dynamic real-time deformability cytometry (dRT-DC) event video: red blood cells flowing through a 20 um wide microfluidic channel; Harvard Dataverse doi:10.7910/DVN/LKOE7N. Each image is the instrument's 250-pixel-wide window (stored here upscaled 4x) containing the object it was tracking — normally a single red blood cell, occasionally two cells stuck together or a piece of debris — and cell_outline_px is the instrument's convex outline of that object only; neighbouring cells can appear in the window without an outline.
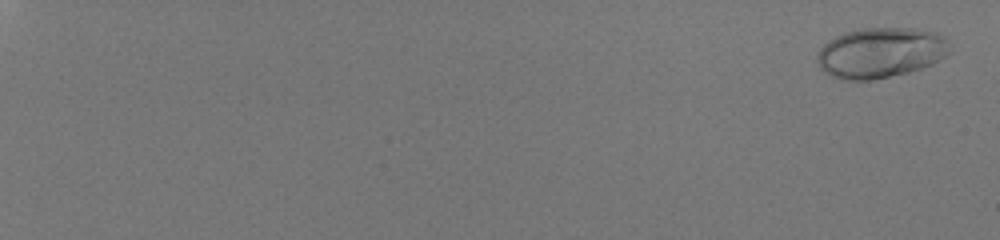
{"species": "human", "species_latin": "Homo sapiens", "temperature_condition": "room temperature", "stored_images_in_passage": 57, "camera_frame_rate_fps": 3000, "um_per_image_px": 0.085, "donor": {"sex": "male"}, "frame": {"image": 1, "passage_image": 2, "time_ms": 0.333, "image_size_px": [1000, 240], "cell_outline_px": [[952, 52], [932, 64], [908, 72], [872, 80], [840, 80], [824, 72], [820, 68], [816, 60], [816, 56], [820, 48], [828, 40], [844, 32], [860, 28], [912, 28], [936, 32], [944, 36], [948, 40]], "centroid_in_image_um": [74.85, 4.47], "position_along_channel_um": 10.2, "area_um2": 39.3}}
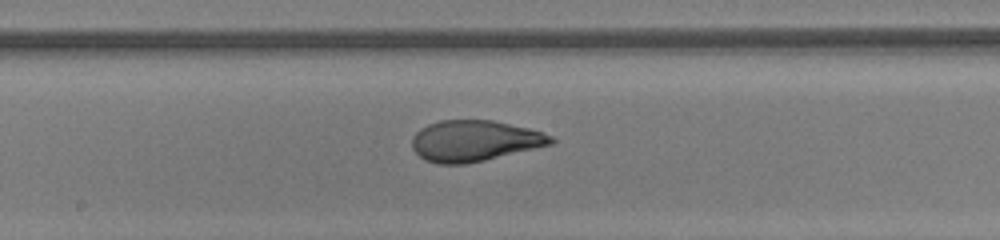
{"frame": {"image": 2, "passage_image": 37, "time_ms": 12.0, "image_size_px": [1000, 240], "cell_outline_px": [[556, 144], [484, 160], [464, 164], [436, 164], [424, 160], [412, 148], [412, 136], [420, 128], [428, 124], [440, 120], [492, 120], [528, 128], [552, 136], [556, 140]], "centroid_in_image_um": [40.33, 11.97], "position_along_channel_um": 207.9, "area_um2": 33.35}}
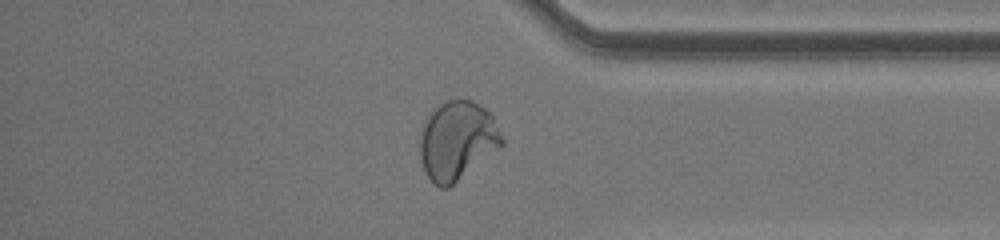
{"frame": {"image": 3, "passage_image": 51, "time_ms": 16.667, "image_size_px": [1000, 240], "cell_outline_px": [[504, 144], [448, 188], [440, 188], [424, 172], [420, 156], [420, 136], [428, 112], [440, 104], [448, 100], [468, 100], [484, 108], [492, 116], [504, 136]], "centroid_in_image_um": [38.85, 11.94], "position_along_channel_um": 396.3, "area_um2": 37.28}, "authors_computed_cell_mechanics": {"area_um2": 34.2754, "velocity_mm_per_s": 4.1188, "shape_relaxation_time_tau1_ms": 6.3558, "shape_relaxation_time_tau2_ms": null, "deformation_change_tau1": 0.2605, "deformation_change_tau2": null}}